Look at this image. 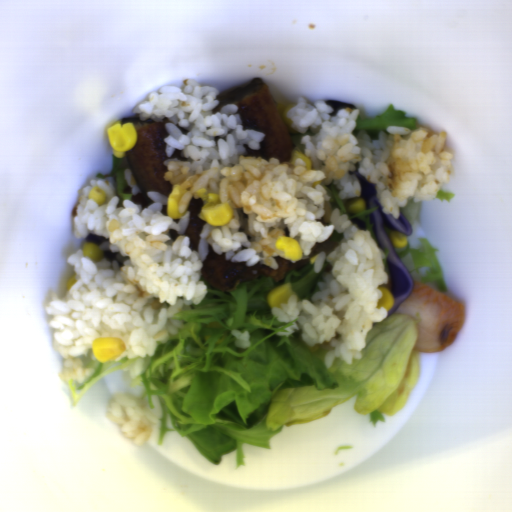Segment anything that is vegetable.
Wrapping results in <instances>:
<instances>
[{"label": "vegetable", "mask_w": 512, "mask_h": 512, "mask_svg": "<svg viewBox=\"0 0 512 512\" xmlns=\"http://www.w3.org/2000/svg\"><path fill=\"white\" fill-rule=\"evenodd\" d=\"M332 268L319 272L308 262L274 281L258 277L231 291L206 285L197 305L174 315L182 328L157 348L144 371L130 381L142 385L141 399L161 407L158 445L165 432L185 437L214 465L236 452L237 468L245 465L242 446L271 448V438L287 426L308 425L330 415L335 406L355 397L353 409L370 422H384L407 404L419 374L415 321L393 313L372 324L360 358L346 364L334 359L326 367L330 344L308 346L301 329L289 335L272 313V289L291 283L300 299L321 291L318 283Z\"/></svg>", "instance_id": "add77e79"}, {"label": "vegetable", "mask_w": 512, "mask_h": 512, "mask_svg": "<svg viewBox=\"0 0 512 512\" xmlns=\"http://www.w3.org/2000/svg\"><path fill=\"white\" fill-rule=\"evenodd\" d=\"M419 248H411L406 244L396 248L397 254L406 266L413 282L433 283L440 292H446L447 286L443 279L437 251L427 239H420Z\"/></svg>", "instance_id": "ea0f7189"}, {"label": "vegetable", "mask_w": 512, "mask_h": 512, "mask_svg": "<svg viewBox=\"0 0 512 512\" xmlns=\"http://www.w3.org/2000/svg\"><path fill=\"white\" fill-rule=\"evenodd\" d=\"M388 126H402L416 130V119L406 117V113L396 109L393 104L384 114L374 117H357L353 134L357 137L361 130H366L373 141L378 139L379 133Z\"/></svg>", "instance_id": "f7b5029e"}, {"label": "vegetable", "mask_w": 512, "mask_h": 512, "mask_svg": "<svg viewBox=\"0 0 512 512\" xmlns=\"http://www.w3.org/2000/svg\"><path fill=\"white\" fill-rule=\"evenodd\" d=\"M135 359V357L128 358L127 356L120 360L113 359L108 362H100L98 359L90 360L86 367L94 369V374L92 377L86 378L83 382L68 380L69 389L73 400V406L78 405L84 393L97 381L116 370H123L122 368L124 366L135 361Z\"/></svg>", "instance_id": "96ceb2fe"}, {"label": "vegetable", "mask_w": 512, "mask_h": 512, "mask_svg": "<svg viewBox=\"0 0 512 512\" xmlns=\"http://www.w3.org/2000/svg\"><path fill=\"white\" fill-rule=\"evenodd\" d=\"M321 187L325 189L326 193L330 197L331 208L333 210L338 209L340 214H346L351 224L355 227L371 232L372 238L374 240L373 224L371 223L369 214L373 213L376 207L373 206L372 208H365L364 212H360L358 214H350L347 209L356 199H360V197L352 199L339 198V187L333 181L329 184H322Z\"/></svg>", "instance_id": "f1789d4c"}, {"label": "vegetable", "mask_w": 512, "mask_h": 512, "mask_svg": "<svg viewBox=\"0 0 512 512\" xmlns=\"http://www.w3.org/2000/svg\"><path fill=\"white\" fill-rule=\"evenodd\" d=\"M125 169H130L126 156L123 158H115L113 154L110 172L107 174L99 172L95 175V178H103L113 185L115 194L119 199L117 203L119 207L123 206L124 200L133 201L132 187L127 183L124 177Z\"/></svg>", "instance_id": "8f37a823"}, {"label": "vegetable", "mask_w": 512, "mask_h": 512, "mask_svg": "<svg viewBox=\"0 0 512 512\" xmlns=\"http://www.w3.org/2000/svg\"><path fill=\"white\" fill-rule=\"evenodd\" d=\"M420 210H421V201L415 202L413 199L408 200L405 207L399 208V211L409 221L411 227L414 225Z\"/></svg>", "instance_id": "6e5ebb59"}, {"label": "vegetable", "mask_w": 512, "mask_h": 512, "mask_svg": "<svg viewBox=\"0 0 512 512\" xmlns=\"http://www.w3.org/2000/svg\"><path fill=\"white\" fill-rule=\"evenodd\" d=\"M289 135L294 143V149L302 155L305 154V145L302 142L303 133L298 131L296 133H289Z\"/></svg>", "instance_id": "b0100df1"}, {"label": "vegetable", "mask_w": 512, "mask_h": 512, "mask_svg": "<svg viewBox=\"0 0 512 512\" xmlns=\"http://www.w3.org/2000/svg\"><path fill=\"white\" fill-rule=\"evenodd\" d=\"M455 197V194H453L452 192H443V191H439L437 192V195L435 198H438L440 202H444L445 200H447L448 202L452 201V199Z\"/></svg>", "instance_id": "8f987158"}]
</instances>
